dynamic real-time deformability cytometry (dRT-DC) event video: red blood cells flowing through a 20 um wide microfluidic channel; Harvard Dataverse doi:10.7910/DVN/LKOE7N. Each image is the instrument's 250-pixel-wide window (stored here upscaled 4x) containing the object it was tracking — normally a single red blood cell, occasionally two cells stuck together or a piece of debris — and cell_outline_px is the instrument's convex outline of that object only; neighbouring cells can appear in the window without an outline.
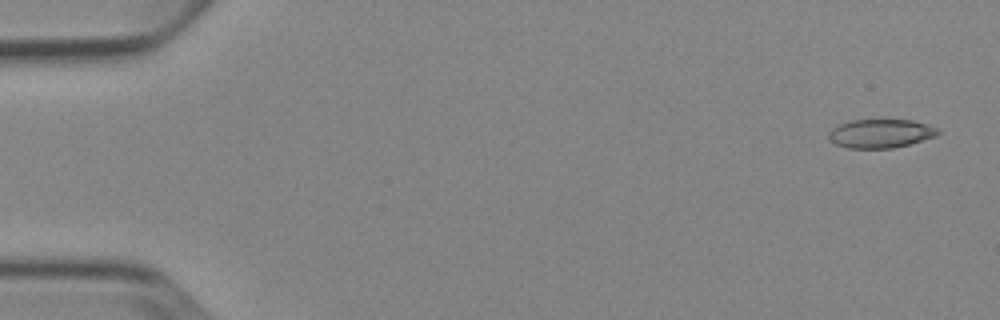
{"species": "Egyptian fruit bat (a non-hibernating species)", "species_latin": "Rousettus aegyptiacus", "temperature_condition": "cold", "stored_images_in_passage": 5, "camera_frame_rate_fps": 3000, "um_per_image_px": 0.085, "animal": {"sex": "female"}, "frame": {"image": 1, "passage_image": 1, "time_ms": 0.0, "image_size_px": [1000, 320], "cell_outline_px": [[940, 132], [936, 136], [908, 144], [892, 148], [848, 148], [836, 144], [828, 140], [828, 132], [836, 124], [852, 120], [912, 120], [928, 124], [936, 128]], "centroid_in_image_um": [74.8, 11.34], "position_along_channel_um": 10.2, "area_um2": 18.32}}
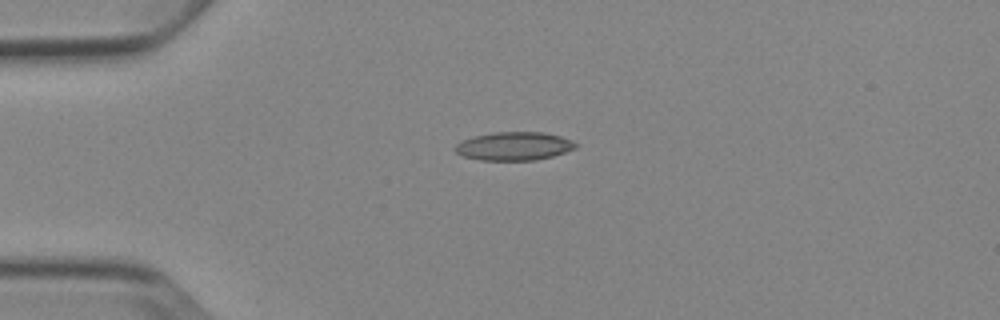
{"frame": {"image": 2, "passage_image": 4, "time_ms": 3.667, "image_size_px": [1000, 320], "cell_outline_px": [[580, 144], [576, 148], [552, 156], [536, 160], [480, 160], [464, 156], [456, 152], [452, 148], [456, 144], [464, 140], [476, 136], [492, 132], [544, 132], [560, 136], [572, 140]], "centroid_in_image_um": [43.72, 12.42], "position_along_channel_um": 41.3, "area_um2": 19.94}}